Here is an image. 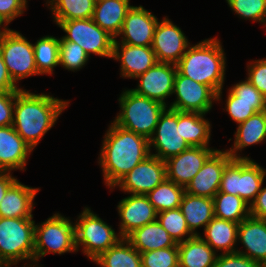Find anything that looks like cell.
<instances>
[{"label":"cell","mask_w":266,"mask_h":267,"mask_svg":"<svg viewBox=\"0 0 266 267\" xmlns=\"http://www.w3.org/2000/svg\"><path fill=\"white\" fill-rule=\"evenodd\" d=\"M142 267H179L178 247L140 253Z\"/></svg>","instance_id":"ab89813d"},{"label":"cell","mask_w":266,"mask_h":267,"mask_svg":"<svg viewBox=\"0 0 266 267\" xmlns=\"http://www.w3.org/2000/svg\"><path fill=\"white\" fill-rule=\"evenodd\" d=\"M54 22L66 33L60 41L79 44L89 57L92 53L112 59L115 38L101 29L92 18Z\"/></svg>","instance_id":"9c48e42d"},{"label":"cell","mask_w":266,"mask_h":267,"mask_svg":"<svg viewBox=\"0 0 266 267\" xmlns=\"http://www.w3.org/2000/svg\"><path fill=\"white\" fill-rule=\"evenodd\" d=\"M218 38L190 45L176 64L177 70L197 83L209 86L221 100L225 81L226 56Z\"/></svg>","instance_id":"3957f363"},{"label":"cell","mask_w":266,"mask_h":267,"mask_svg":"<svg viewBox=\"0 0 266 267\" xmlns=\"http://www.w3.org/2000/svg\"><path fill=\"white\" fill-rule=\"evenodd\" d=\"M157 221L175 240L176 243L183 242L195 236L189 230L185 217L180 208L165 210L157 213Z\"/></svg>","instance_id":"8d00e7d4"},{"label":"cell","mask_w":266,"mask_h":267,"mask_svg":"<svg viewBox=\"0 0 266 267\" xmlns=\"http://www.w3.org/2000/svg\"><path fill=\"white\" fill-rule=\"evenodd\" d=\"M118 100L120 112L113 122L149 140L154 134L160 115L167 106L140 96L130 89L123 90Z\"/></svg>","instance_id":"277c9868"},{"label":"cell","mask_w":266,"mask_h":267,"mask_svg":"<svg viewBox=\"0 0 266 267\" xmlns=\"http://www.w3.org/2000/svg\"><path fill=\"white\" fill-rule=\"evenodd\" d=\"M140 253L178 247V243L156 220L136 229L125 238Z\"/></svg>","instance_id":"83f0119b"},{"label":"cell","mask_w":266,"mask_h":267,"mask_svg":"<svg viewBox=\"0 0 266 267\" xmlns=\"http://www.w3.org/2000/svg\"><path fill=\"white\" fill-rule=\"evenodd\" d=\"M176 74L177 66L175 64L157 62L145 73L136 77L139 79L138 86L130 90L167 106L165 100L173 94Z\"/></svg>","instance_id":"9a60e30c"},{"label":"cell","mask_w":266,"mask_h":267,"mask_svg":"<svg viewBox=\"0 0 266 267\" xmlns=\"http://www.w3.org/2000/svg\"><path fill=\"white\" fill-rule=\"evenodd\" d=\"M19 88L10 77L7 67L0 52V91H18Z\"/></svg>","instance_id":"bcb514c9"},{"label":"cell","mask_w":266,"mask_h":267,"mask_svg":"<svg viewBox=\"0 0 266 267\" xmlns=\"http://www.w3.org/2000/svg\"><path fill=\"white\" fill-rule=\"evenodd\" d=\"M39 188L22 184L18 179L8 188L0 202V217L33 218V200Z\"/></svg>","instance_id":"cb8c5ba5"},{"label":"cell","mask_w":266,"mask_h":267,"mask_svg":"<svg viewBox=\"0 0 266 267\" xmlns=\"http://www.w3.org/2000/svg\"><path fill=\"white\" fill-rule=\"evenodd\" d=\"M226 110L237 124L266 110V98L246 79L229 88Z\"/></svg>","instance_id":"e0dca14e"},{"label":"cell","mask_w":266,"mask_h":267,"mask_svg":"<svg viewBox=\"0 0 266 267\" xmlns=\"http://www.w3.org/2000/svg\"><path fill=\"white\" fill-rule=\"evenodd\" d=\"M173 94L176 95V99L167 107L180 112L207 114L216 101V93L209 86L197 83L178 70Z\"/></svg>","instance_id":"7c38bea8"},{"label":"cell","mask_w":266,"mask_h":267,"mask_svg":"<svg viewBox=\"0 0 266 267\" xmlns=\"http://www.w3.org/2000/svg\"><path fill=\"white\" fill-rule=\"evenodd\" d=\"M96 0H47L54 21L88 19L93 17Z\"/></svg>","instance_id":"d6a6232c"},{"label":"cell","mask_w":266,"mask_h":267,"mask_svg":"<svg viewBox=\"0 0 266 267\" xmlns=\"http://www.w3.org/2000/svg\"><path fill=\"white\" fill-rule=\"evenodd\" d=\"M16 91H0V127L13 125Z\"/></svg>","instance_id":"7bdbcfd3"},{"label":"cell","mask_w":266,"mask_h":267,"mask_svg":"<svg viewBox=\"0 0 266 267\" xmlns=\"http://www.w3.org/2000/svg\"><path fill=\"white\" fill-rule=\"evenodd\" d=\"M0 52L8 73L16 85L19 80L40 75L35 64L33 44L20 32L8 28L1 33Z\"/></svg>","instance_id":"30bf717a"},{"label":"cell","mask_w":266,"mask_h":267,"mask_svg":"<svg viewBox=\"0 0 266 267\" xmlns=\"http://www.w3.org/2000/svg\"><path fill=\"white\" fill-rule=\"evenodd\" d=\"M60 38L43 36L33 44L35 64L40 75L53 74L59 65Z\"/></svg>","instance_id":"e575fe53"},{"label":"cell","mask_w":266,"mask_h":267,"mask_svg":"<svg viewBox=\"0 0 266 267\" xmlns=\"http://www.w3.org/2000/svg\"><path fill=\"white\" fill-rule=\"evenodd\" d=\"M131 7L130 0H96L92 19L116 39Z\"/></svg>","instance_id":"484cf974"},{"label":"cell","mask_w":266,"mask_h":267,"mask_svg":"<svg viewBox=\"0 0 266 267\" xmlns=\"http://www.w3.org/2000/svg\"><path fill=\"white\" fill-rule=\"evenodd\" d=\"M233 160L226 150H216L185 187L194 196L213 198L219 191L225 167Z\"/></svg>","instance_id":"2e32d148"},{"label":"cell","mask_w":266,"mask_h":267,"mask_svg":"<svg viewBox=\"0 0 266 267\" xmlns=\"http://www.w3.org/2000/svg\"><path fill=\"white\" fill-rule=\"evenodd\" d=\"M180 210L185 217L189 230L194 235H200L197 229L205 228L215 217L213 198L194 196L184 193Z\"/></svg>","instance_id":"f1b7e54d"},{"label":"cell","mask_w":266,"mask_h":267,"mask_svg":"<svg viewBox=\"0 0 266 267\" xmlns=\"http://www.w3.org/2000/svg\"><path fill=\"white\" fill-rule=\"evenodd\" d=\"M117 211L121 218L118 233L121 238L157 220V211L146 195L130 194L118 203Z\"/></svg>","instance_id":"d6986e66"},{"label":"cell","mask_w":266,"mask_h":267,"mask_svg":"<svg viewBox=\"0 0 266 267\" xmlns=\"http://www.w3.org/2000/svg\"><path fill=\"white\" fill-rule=\"evenodd\" d=\"M34 228L33 218L0 217V257L9 267L23 260L32 264L22 267H33Z\"/></svg>","instance_id":"5b68a950"},{"label":"cell","mask_w":266,"mask_h":267,"mask_svg":"<svg viewBox=\"0 0 266 267\" xmlns=\"http://www.w3.org/2000/svg\"><path fill=\"white\" fill-rule=\"evenodd\" d=\"M263 265L253 261L245 255L235 253H219L214 267H262Z\"/></svg>","instance_id":"ee69618b"},{"label":"cell","mask_w":266,"mask_h":267,"mask_svg":"<svg viewBox=\"0 0 266 267\" xmlns=\"http://www.w3.org/2000/svg\"><path fill=\"white\" fill-rule=\"evenodd\" d=\"M158 18L143 6H133L128 10L118 36L120 42L135 46H152L154 30Z\"/></svg>","instance_id":"ffe728a7"},{"label":"cell","mask_w":266,"mask_h":267,"mask_svg":"<svg viewBox=\"0 0 266 267\" xmlns=\"http://www.w3.org/2000/svg\"><path fill=\"white\" fill-rule=\"evenodd\" d=\"M156 135V136H155ZM154 148L155 154L151 149ZM190 146L180 133L178 124V111L166 108L160 115L153 136L149 139V151L162 161L176 156L187 150Z\"/></svg>","instance_id":"8fae6325"},{"label":"cell","mask_w":266,"mask_h":267,"mask_svg":"<svg viewBox=\"0 0 266 267\" xmlns=\"http://www.w3.org/2000/svg\"><path fill=\"white\" fill-rule=\"evenodd\" d=\"M75 246L91 260L97 259L103 252L114 246L121 236L108 223L104 222L89 207H85L76 219Z\"/></svg>","instance_id":"52a82bcc"},{"label":"cell","mask_w":266,"mask_h":267,"mask_svg":"<svg viewBox=\"0 0 266 267\" xmlns=\"http://www.w3.org/2000/svg\"><path fill=\"white\" fill-rule=\"evenodd\" d=\"M166 179L165 161L149 155L130 172L124 175L114 187L129 194L146 195Z\"/></svg>","instance_id":"4fadbf2b"},{"label":"cell","mask_w":266,"mask_h":267,"mask_svg":"<svg viewBox=\"0 0 266 267\" xmlns=\"http://www.w3.org/2000/svg\"><path fill=\"white\" fill-rule=\"evenodd\" d=\"M179 267H214L218 254L199 236L178 243Z\"/></svg>","instance_id":"f546056e"},{"label":"cell","mask_w":266,"mask_h":267,"mask_svg":"<svg viewBox=\"0 0 266 267\" xmlns=\"http://www.w3.org/2000/svg\"><path fill=\"white\" fill-rule=\"evenodd\" d=\"M112 58L121 63V77L130 79L145 73L158 62L151 46L128 45L117 39L113 43Z\"/></svg>","instance_id":"44dd1931"},{"label":"cell","mask_w":266,"mask_h":267,"mask_svg":"<svg viewBox=\"0 0 266 267\" xmlns=\"http://www.w3.org/2000/svg\"><path fill=\"white\" fill-rule=\"evenodd\" d=\"M204 116L205 114L198 112L178 111L180 133L190 147L209 146L212 127Z\"/></svg>","instance_id":"4dcf8cb0"},{"label":"cell","mask_w":266,"mask_h":267,"mask_svg":"<svg viewBox=\"0 0 266 267\" xmlns=\"http://www.w3.org/2000/svg\"><path fill=\"white\" fill-rule=\"evenodd\" d=\"M3 28V29H2ZM8 27L0 20V34L6 31Z\"/></svg>","instance_id":"c3c4849f"},{"label":"cell","mask_w":266,"mask_h":267,"mask_svg":"<svg viewBox=\"0 0 266 267\" xmlns=\"http://www.w3.org/2000/svg\"><path fill=\"white\" fill-rule=\"evenodd\" d=\"M234 135V145L226 151L233 159H250L247 156H240L238 151L266 140V110L257 112L239 123Z\"/></svg>","instance_id":"d4e9b609"},{"label":"cell","mask_w":266,"mask_h":267,"mask_svg":"<svg viewBox=\"0 0 266 267\" xmlns=\"http://www.w3.org/2000/svg\"><path fill=\"white\" fill-rule=\"evenodd\" d=\"M77 252L75 246V225L59 213H55L34 228L33 267H40V257L48 253L64 254Z\"/></svg>","instance_id":"8992f818"},{"label":"cell","mask_w":266,"mask_h":267,"mask_svg":"<svg viewBox=\"0 0 266 267\" xmlns=\"http://www.w3.org/2000/svg\"><path fill=\"white\" fill-rule=\"evenodd\" d=\"M89 58L79 44L70 41H60L59 65L68 71L75 72L82 69L87 64Z\"/></svg>","instance_id":"74e56055"},{"label":"cell","mask_w":266,"mask_h":267,"mask_svg":"<svg viewBox=\"0 0 266 267\" xmlns=\"http://www.w3.org/2000/svg\"><path fill=\"white\" fill-rule=\"evenodd\" d=\"M102 141L99 165L102 168L105 185H114L137 164L150 155L149 140L114 122L108 127Z\"/></svg>","instance_id":"6da1fadb"},{"label":"cell","mask_w":266,"mask_h":267,"mask_svg":"<svg viewBox=\"0 0 266 267\" xmlns=\"http://www.w3.org/2000/svg\"><path fill=\"white\" fill-rule=\"evenodd\" d=\"M93 262L100 267H142L140 252L125 238H121Z\"/></svg>","instance_id":"1f68e13d"},{"label":"cell","mask_w":266,"mask_h":267,"mask_svg":"<svg viewBox=\"0 0 266 267\" xmlns=\"http://www.w3.org/2000/svg\"><path fill=\"white\" fill-rule=\"evenodd\" d=\"M184 193L185 187L165 179L161 184L146 194V196L157 213H159L165 210L179 208Z\"/></svg>","instance_id":"d590c367"},{"label":"cell","mask_w":266,"mask_h":267,"mask_svg":"<svg viewBox=\"0 0 266 267\" xmlns=\"http://www.w3.org/2000/svg\"><path fill=\"white\" fill-rule=\"evenodd\" d=\"M212 147H190L165 161L166 179L186 187L206 160L216 151Z\"/></svg>","instance_id":"ac0fdd59"},{"label":"cell","mask_w":266,"mask_h":267,"mask_svg":"<svg viewBox=\"0 0 266 267\" xmlns=\"http://www.w3.org/2000/svg\"><path fill=\"white\" fill-rule=\"evenodd\" d=\"M27 0H0V20L8 25L27 8Z\"/></svg>","instance_id":"b9f144b4"},{"label":"cell","mask_w":266,"mask_h":267,"mask_svg":"<svg viewBox=\"0 0 266 267\" xmlns=\"http://www.w3.org/2000/svg\"><path fill=\"white\" fill-rule=\"evenodd\" d=\"M266 169L252 159H233L222 175L219 192L242 198L249 206L264 184Z\"/></svg>","instance_id":"ba28073f"},{"label":"cell","mask_w":266,"mask_h":267,"mask_svg":"<svg viewBox=\"0 0 266 267\" xmlns=\"http://www.w3.org/2000/svg\"><path fill=\"white\" fill-rule=\"evenodd\" d=\"M250 215L255 218L266 219V187H261L256 199L250 205Z\"/></svg>","instance_id":"f6af8a7d"},{"label":"cell","mask_w":266,"mask_h":267,"mask_svg":"<svg viewBox=\"0 0 266 267\" xmlns=\"http://www.w3.org/2000/svg\"><path fill=\"white\" fill-rule=\"evenodd\" d=\"M17 180V178L12 177L11 172L0 171V202L5 196L8 188Z\"/></svg>","instance_id":"7dc6e473"},{"label":"cell","mask_w":266,"mask_h":267,"mask_svg":"<svg viewBox=\"0 0 266 267\" xmlns=\"http://www.w3.org/2000/svg\"><path fill=\"white\" fill-rule=\"evenodd\" d=\"M237 241L246 249H237V253L262 265L266 264V219L249 215L239 223Z\"/></svg>","instance_id":"7402d4cb"},{"label":"cell","mask_w":266,"mask_h":267,"mask_svg":"<svg viewBox=\"0 0 266 267\" xmlns=\"http://www.w3.org/2000/svg\"><path fill=\"white\" fill-rule=\"evenodd\" d=\"M246 79L266 98V58L250 61Z\"/></svg>","instance_id":"60d3db41"},{"label":"cell","mask_w":266,"mask_h":267,"mask_svg":"<svg viewBox=\"0 0 266 267\" xmlns=\"http://www.w3.org/2000/svg\"><path fill=\"white\" fill-rule=\"evenodd\" d=\"M213 202L217 218L241 223L250 215V206L239 196L218 191Z\"/></svg>","instance_id":"836d02e7"},{"label":"cell","mask_w":266,"mask_h":267,"mask_svg":"<svg viewBox=\"0 0 266 267\" xmlns=\"http://www.w3.org/2000/svg\"><path fill=\"white\" fill-rule=\"evenodd\" d=\"M0 267H9L1 257H0Z\"/></svg>","instance_id":"681fc988"},{"label":"cell","mask_w":266,"mask_h":267,"mask_svg":"<svg viewBox=\"0 0 266 267\" xmlns=\"http://www.w3.org/2000/svg\"><path fill=\"white\" fill-rule=\"evenodd\" d=\"M68 105L69 100L44 93L35 94L26 89L18 90L12 126L33 150Z\"/></svg>","instance_id":"7a4b0ae2"},{"label":"cell","mask_w":266,"mask_h":267,"mask_svg":"<svg viewBox=\"0 0 266 267\" xmlns=\"http://www.w3.org/2000/svg\"><path fill=\"white\" fill-rule=\"evenodd\" d=\"M183 31L164 17L154 30L152 49L158 62L177 64L190 46Z\"/></svg>","instance_id":"5bb4252c"},{"label":"cell","mask_w":266,"mask_h":267,"mask_svg":"<svg viewBox=\"0 0 266 267\" xmlns=\"http://www.w3.org/2000/svg\"><path fill=\"white\" fill-rule=\"evenodd\" d=\"M32 151L12 125L0 127V171L25 170Z\"/></svg>","instance_id":"603a6c76"},{"label":"cell","mask_w":266,"mask_h":267,"mask_svg":"<svg viewBox=\"0 0 266 267\" xmlns=\"http://www.w3.org/2000/svg\"><path fill=\"white\" fill-rule=\"evenodd\" d=\"M239 223L214 217L204 228V238L199 235L215 252L235 253Z\"/></svg>","instance_id":"4316f807"},{"label":"cell","mask_w":266,"mask_h":267,"mask_svg":"<svg viewBox=\"0 0 266 267\" xmlns=\"http://www.w3.org/2000/svg\"><path fill=\"white\" fill-rule=\"evenodd\" d=\"M228 6L242 19L266 26V0H226Z\"/></svg>","instance_id":"f35d334b"}]
</instances>
